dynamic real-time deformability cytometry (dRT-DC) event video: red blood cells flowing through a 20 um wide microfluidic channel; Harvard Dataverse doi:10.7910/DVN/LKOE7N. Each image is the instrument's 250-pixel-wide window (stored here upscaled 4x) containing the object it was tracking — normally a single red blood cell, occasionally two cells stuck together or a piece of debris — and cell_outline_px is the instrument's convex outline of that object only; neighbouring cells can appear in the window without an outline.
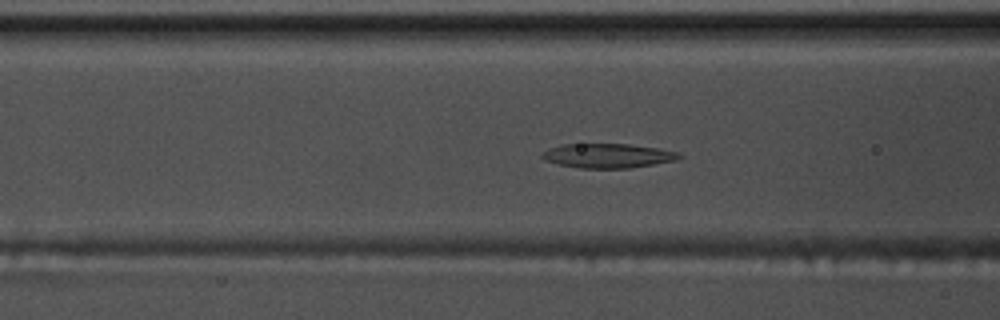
{"species": "common noctule bat (a hibernating species)", "species_latin": "Nyctalus noctula", "temperature_condition": "warm", "stored_images_in_passage": 56, "camera_frame_rate_fps": 3000, "um_per_image_px": 0.085, "animal": {"sex": "male", "body_mass_g": 17.5, "forearm_length_mm": 52.3}, "frame": {"image": 1, "passage_image": 22, "time_ms": 7.0, "image_size_px": [1000, 320], "cell_outline_px": [[684, 156], [676, 160], [628, 168], [580, 168], [560, 164], [544, 160], [540, 156], [544, 152], [552, 148], [564, 144], [628, 144], [656, 148], [680, 152]], "centroid_in_image_um": [51.7, 13.23], "position_along_channel_um": 114.9, "area_um2": 19.19}}
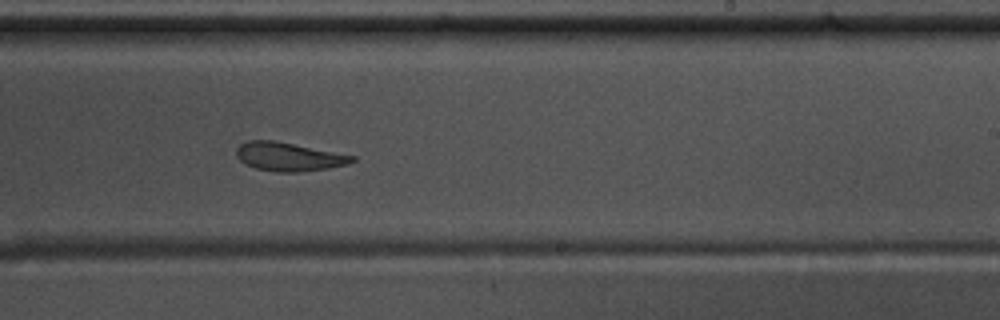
{"frame": {"image": 2, "passage_image": 34, "time_ms": 11.0, "image_size_px": [1000, 320], "cell_outline_px": [[356, 160], [348, 164], [328, 168], [296, 172], [276, 172], [256, 168], [240, 160], [236, 156], [236, 148], [240, 144], [248, 140], [276, 140], [356, 156]], "centroid_in_image_um": [24.55, 13.31], "position_along_channel_um": 264.5, "area_um2": 19.31}}
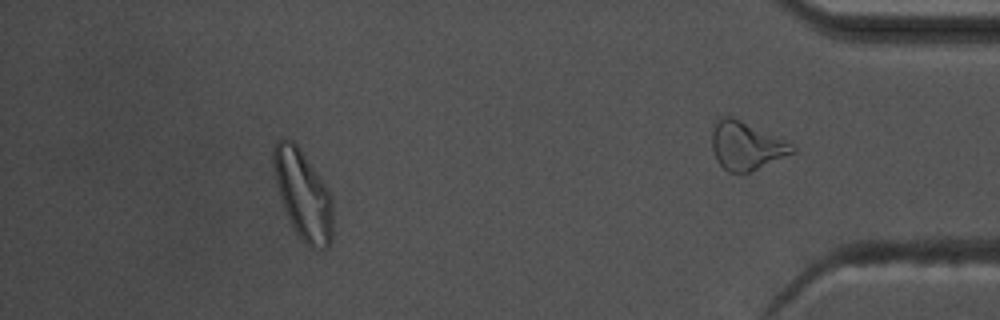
{"frame": {"image": 3, "passage_image": 50, "time_ms": 16.333, "image_size_px": [1000, 320], "cell_outline_px": [[332, 240], [324, 248], [312, 248], [296, 232], [284, 208], [276, 184], [272, 164], [272, 152], [276, 140], [292, 140], [300, 148], [328, 188], [332, 196]], "centroid_in_image_um": [25.75, 16.5], "position_along_channel_um": 409.4, "area_um2": 30.52}, "authors_computed_cell_mechanics": {"area_um2": 21.097, "velocity_mm_per_s": 3.7464, "shape_relaxation_time_tau1_ms": 8.1788, "shape_relaxation_time_tau2_ms": 4.4436, "deformation_change_tau1": 0.2201, "deformation_change_tau2": 0.1336}}